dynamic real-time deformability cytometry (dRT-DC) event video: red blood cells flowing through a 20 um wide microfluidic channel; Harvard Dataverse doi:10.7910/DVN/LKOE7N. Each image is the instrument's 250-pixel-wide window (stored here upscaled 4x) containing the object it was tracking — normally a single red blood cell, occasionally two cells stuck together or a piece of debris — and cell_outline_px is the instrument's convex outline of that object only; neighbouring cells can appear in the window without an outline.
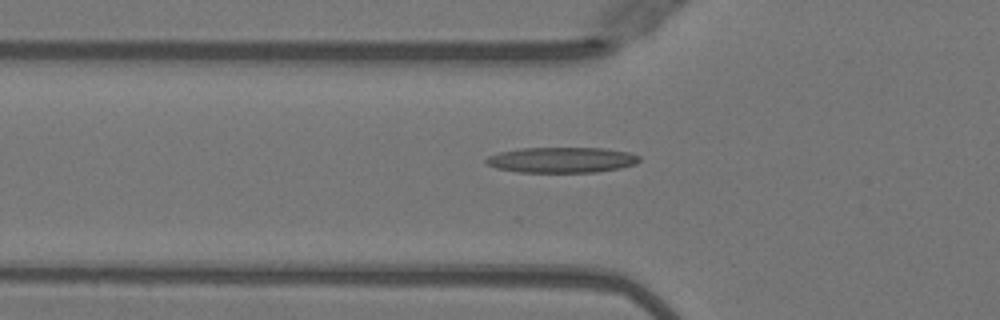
{"species": "Egyptian fruit bat (a non-hibernating species)", "species_latin": "Rousettus aegyptiacus", "temperature_condition": "warm", "stored_images_in_passage": 32, "camera_frame_rate_fps": 3000, "um_per_image_px": 0.085, "animal": {"sex": "female"}, "frame": {"image": 1, "passage_image": 4, "time_ms": 1.0, "image_size_px": [1000, 320], "cell_outline_px": [[640, 160], [636, 164], [620, 168], [596, 172], [516, 172], [496, 168], [488, 164], [484, 160], [488, 156], [500, 152], [520, 148], [604, 148], [628, 152], [640, 156]], "centroid_in_image_um": [47.75, 13.59], "position_along_channel_um": 78.1, "area_um2": 22.83}}
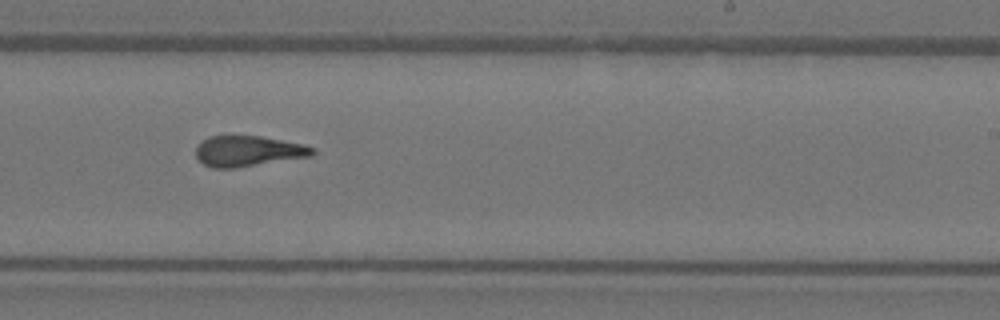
{"frame": {"image": 2, "passage_image": 18, "time_ms": 5.667, "image_size_px": [1000, 320], "cell_outline_px": [[316, 152], [312, 156], [236, 168], [212, 168], [204, 164], [196, 156], [196, 144], [200, 140], [208, 136], [260, 136], [304, 144], [316, 148]], "centroid_in_image_um": [21.09, 12.84], "position_along_channel_um": 267.9, "area_um2": 21.04}}
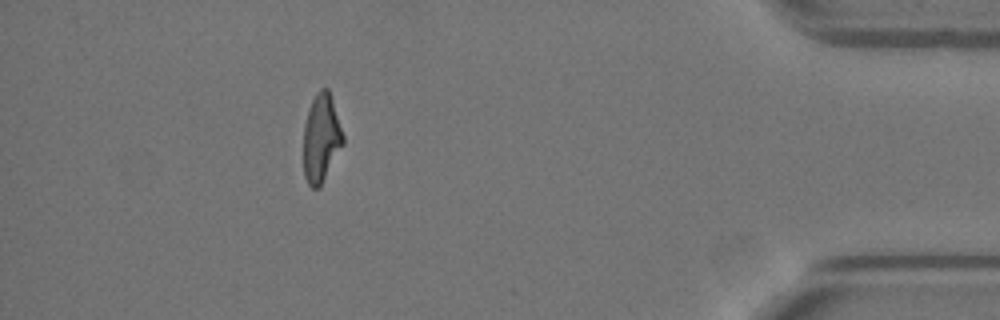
{"frame": {"image": 3, "passage_image": 32, "time_ms": 10.333, "image_size_px": [1000, 320], "cell_outline_px": [[344, 144], [320, 188], [312, 188], [308, 184], [304, 176], [304, 124], [312, 100], [316, 92], [320, 88], [328, 88], [344, 136]], "centroid_in_image_um": [27.31, 11.78], "position_along_channel_um": 407.9, "area_um2": 20.35}, "authors_computed_cell_mechanics": {"area_um2": 20.9814, "velocity_mm_per_s": 4.0508, "shape_relaxation_time_tau1_ms": null, "shape_relaxation_time_tau2_ms": 2.203, "deformation_change_tau1": null, "deformation_change_tau2": 0.1297}}